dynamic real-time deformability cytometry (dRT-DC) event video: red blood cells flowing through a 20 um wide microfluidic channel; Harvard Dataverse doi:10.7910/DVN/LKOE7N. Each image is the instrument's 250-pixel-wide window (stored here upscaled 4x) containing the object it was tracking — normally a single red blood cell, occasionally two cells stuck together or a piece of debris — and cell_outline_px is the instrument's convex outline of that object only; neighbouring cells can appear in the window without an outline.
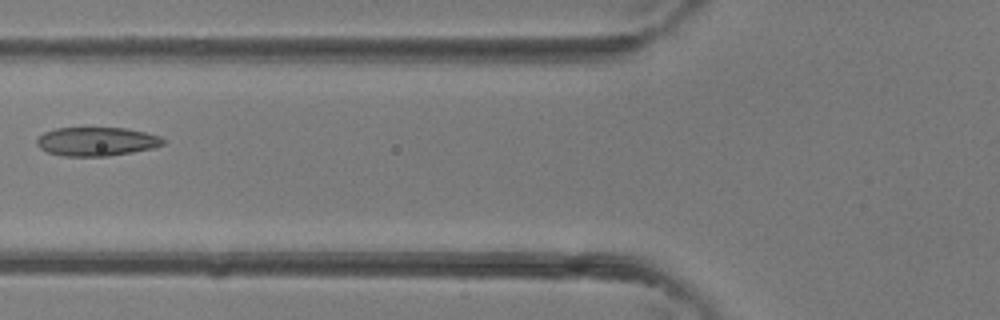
{"species": "common noctule bat (a hibernating species)", "species_latin": "Nyctalus noctula", "temperature_condition": "room temperature", "stored_images_in_passage": 5, "camera_frame_rate_fps": 3000, "um_per_image_px": 0.085, "animal": {"sex": "female"}, "frame": {"image": 1, "passage_image": 5, "time_ms": 1.333, "image_size_px": [1000, 320], "cell_outline_px": [[164, 144], [152, 148], [132, 152], [108, 156], [64, 156], [48, 152], [40, 148], [36, 144], [36, 140], [44, 132], [56, 128], [124, 128], [144, 132], [160, 136], [164, 140]], "centroid_in_image_um": [8.19, 12.03], "position_along_channel_um": 117.6, "area_um2": 21.04}}